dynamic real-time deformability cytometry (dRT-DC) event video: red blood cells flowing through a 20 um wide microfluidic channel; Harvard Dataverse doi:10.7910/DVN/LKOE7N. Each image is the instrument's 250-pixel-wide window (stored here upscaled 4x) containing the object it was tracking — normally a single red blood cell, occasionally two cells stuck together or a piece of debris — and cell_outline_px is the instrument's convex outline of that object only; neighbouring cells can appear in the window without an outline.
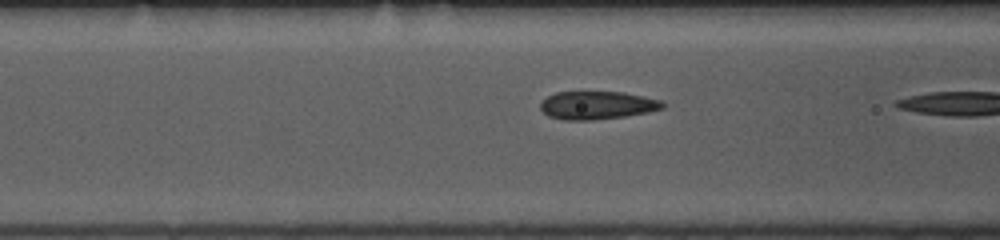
{"species": "common noctule bat (a hibernating species)", "species_latin": "Nyctalus noctula", "temperature_condition": "room temperature", "stored_images_in_passage": 11, "camera_frame_rate_fps": 3000, "um_per_image_px": 0.085, "animal": {"sex": "female", "body_mass_g": 10.0, "forearm_length_mm": 53.1}, "frame": {"image": 1, "passage_image": 10, "time_ms": 3.0, "image_size_px": [1000, 240], "cell_outline_px": [[664, 108], [648, 112], [624, 116], [592, 120], [564, 120], [548, 116], [540, 108], [540, 104], [548, 96], [556, 92], [624, 92], [664, 100]], "centroid_in_image_um": [50.79, 8.94], "position_along_channel_um": 115.8, "area_um2": 20.0}}